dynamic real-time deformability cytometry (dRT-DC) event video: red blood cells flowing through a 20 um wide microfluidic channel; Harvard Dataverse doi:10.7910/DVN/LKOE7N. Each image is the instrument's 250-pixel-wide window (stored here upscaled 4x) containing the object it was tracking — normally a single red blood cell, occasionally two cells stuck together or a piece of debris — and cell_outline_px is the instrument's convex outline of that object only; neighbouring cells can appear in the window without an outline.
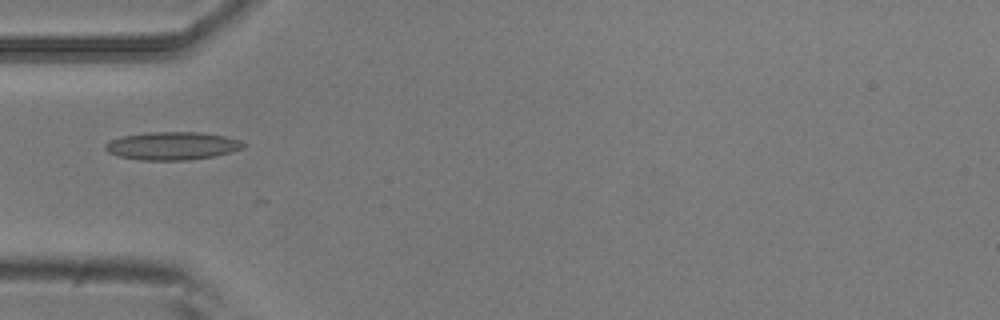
{"species": "common noctule bat (a hibernating species)", "species_latin": "Nyctalus noctula", "temperature_condition": "room temperature", "stored_images_in_passage": 4, "camera_frame_rate_fps": 3000, "um_per_image_px": 0.085, "animal": {"sex": "male", "body_mass_g": 20.5, "forearm_length_mm": 52.5}, "frame": {"image": 1, "passage_image": 4, "time_ms": 1.0, "image_size_px": [1000, 320], "cell_outline_px": [[248, 144], [244, 148], [216, 156], [188, 160], [140, 160], [120, 156], [108, 152], [104, 148], [104, 144], [112, 140], [124, 136], [148, 132], [200, 132], [224, 136], [240, 140]], "centroid_in_image_um": [14.69, 12.4], "position_along_channel_um": 70.3, "area_um2": 22.54}}